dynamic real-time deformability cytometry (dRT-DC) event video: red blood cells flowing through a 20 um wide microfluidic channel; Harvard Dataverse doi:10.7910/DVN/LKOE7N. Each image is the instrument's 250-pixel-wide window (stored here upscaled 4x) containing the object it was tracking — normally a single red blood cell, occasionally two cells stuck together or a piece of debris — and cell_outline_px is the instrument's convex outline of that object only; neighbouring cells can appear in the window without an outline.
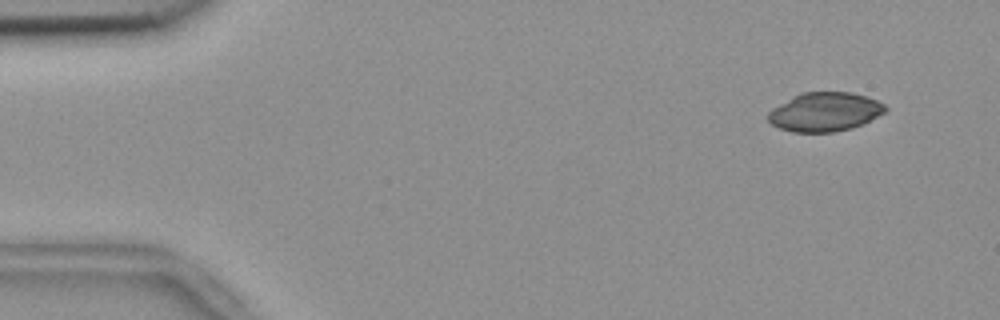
{"species": "common noctule bat (a hibernating species)", "species_latin": "Nyctalus noctula", "temperature_condition": "room temperature", "stored_images_in_passage": 55, "camera_frame_rate_fps": 3000, "um_per_image_px": 0.085, "animal": {"sex": "female", "body_mass_g": 18.4}, "frame": {"image": 1, "passage_image": 5, "time_ms": 1.333, "image_size_px": [1000, 320], "cell_outline_px": [[888, 108], [884, 112], [852, 128], [832, 132], [792, 132], [780, 128], [772, 124], [768, 120], [768, 112], [772, 108], [792, 96], [800, 92], [852, 92], [876, 100], [884, 104]], "centroid_in_image_um": [70.06, 9.5], "position_along_channel_um": 14.9, "area_um2": 26.41}}
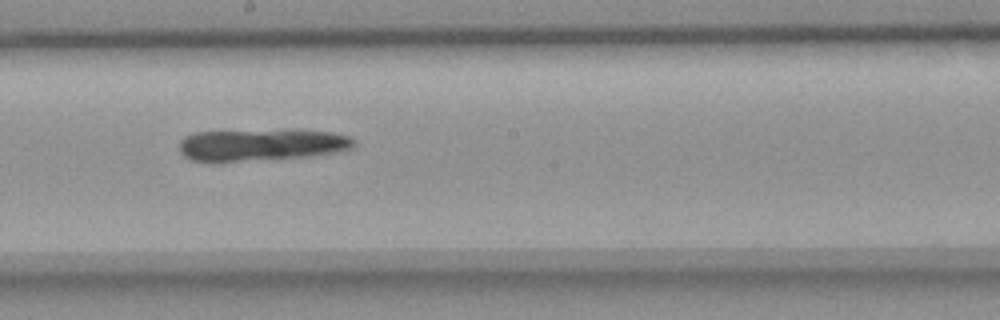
{"frame": {"image": 2, "passage_image": 31, "time_ms": 10.0, "image_size_px": [1000, 320], "cell_outline_px": [[356, 144], [352, 148], [336, 152], [312, 156], [212, 164], [192, 160], [184, 156], [180, 152], [180, 140], [184, 136], [196, 132], [332, 132], [348, 136], [356, 140]], "centroid_in_image_um": [22.14, 12.38], "position_along_channel_um": 226.1, "area_um2": 32.08}}
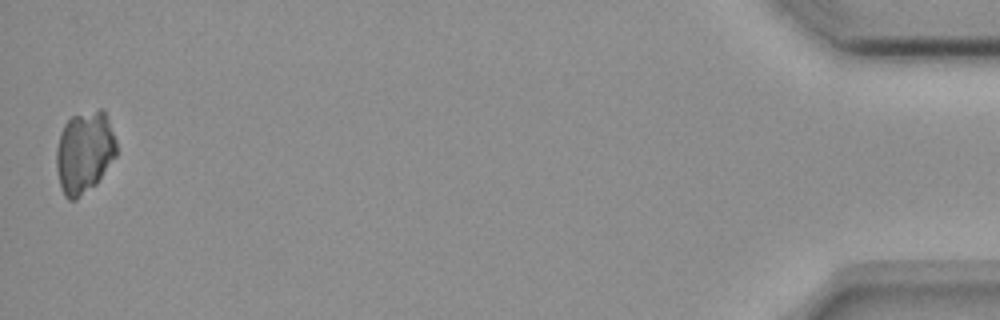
{"frame": {"image": 3, "passage_image": 55, "time_ms": 18.0, "image_size_px": [1000, 320], "cell_outline_px": [[116, 156], [96, 184], [76, 200], [68, 200], [64, 196], [60, 184], [56, 168], [56, 148], [60, 132], [64, 124], [72, 116], [100, 108], [104, 108], [116, 140]], "centroid_in_image_um": [7.17, 12.93], "position_along_channel_um": 428.0, "area_um2": 28.96}}